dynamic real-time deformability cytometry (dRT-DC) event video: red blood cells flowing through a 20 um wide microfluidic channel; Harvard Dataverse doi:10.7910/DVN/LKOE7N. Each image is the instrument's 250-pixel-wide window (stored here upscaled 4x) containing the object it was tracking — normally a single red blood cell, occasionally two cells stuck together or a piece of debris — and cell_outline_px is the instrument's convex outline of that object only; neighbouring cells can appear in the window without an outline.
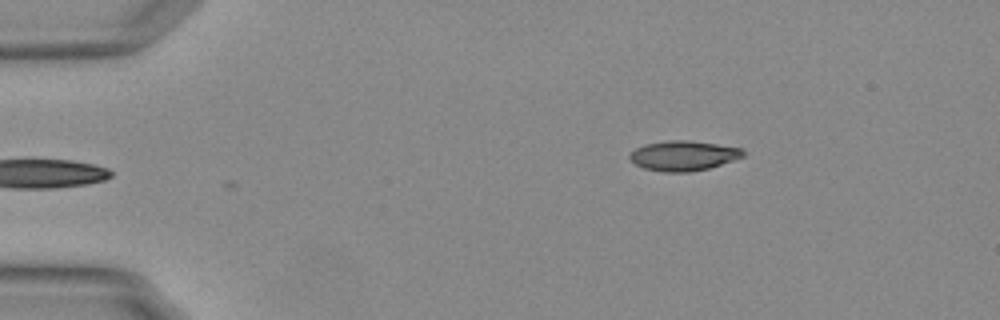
{"species": "Egyptian fruit bat (a non-hibernating species)", "species_latin": "Rousettus aegyptiacus", "temperature_condition": "warm", "stored_images_in_passage": 8, "camera_frame_rate_fps": 3000, "um_per_image_px": 0.085, "animal": {"sex": "female"}, "frame": {"image": 1, "passage_image": 1, "time_ms": 0.0, "image_size_px": [1000, 320], "cell_outline_px": [[744, 156], [708, 168], [688, 172], [664, 172], [644, 168], [636, 164], [628, 156], [636, 148], [644, 144], [668, 140], [688, 140], [744, 148]], "centroid_in_image_um": [58.09, 13.22], "position_along_channel_um": 26.9, "area_um2": 19.59}}